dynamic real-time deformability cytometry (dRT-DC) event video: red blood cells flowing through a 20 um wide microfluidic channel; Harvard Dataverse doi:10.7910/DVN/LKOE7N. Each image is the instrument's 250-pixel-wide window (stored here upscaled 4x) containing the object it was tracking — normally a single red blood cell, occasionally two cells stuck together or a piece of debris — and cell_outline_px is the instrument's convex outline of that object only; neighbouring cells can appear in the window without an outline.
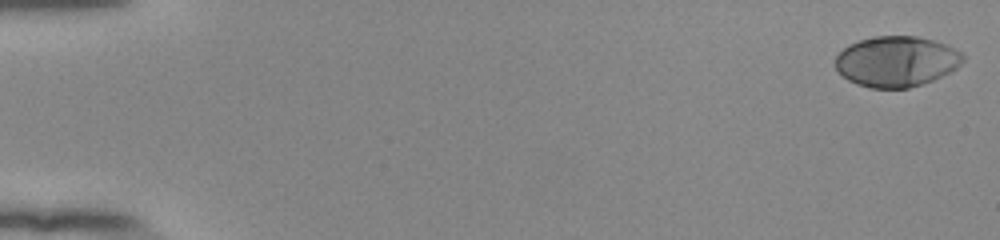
{"species": "human", "species_latin": "Homo sapiens", "temperature_condition": "room temperature", "stored_images_in_passage": 54, "camera_frame_rate_fps": 3000, "um_per_image_px": 0.085, "donor": {"sex": "female"}, "frame": {"image": 1, "passage_image": 1, "time_ms": 0.0, "image_size_px": [1000, 240], "cell_outline_px": [[964, 60], [952, 72], [932, 80], [908, 88], [868, 88], [856, 84], [848, 80], [836, 68], [836, 56], [848, 44], [860, 40], [876, 36], [916, 36], [948, 44], [956, 48], [964, 56]], "centroid_in_image_um": [76.22, 5.22], "position_along_channel_um": 8.8, "area_um2": 37.63}}
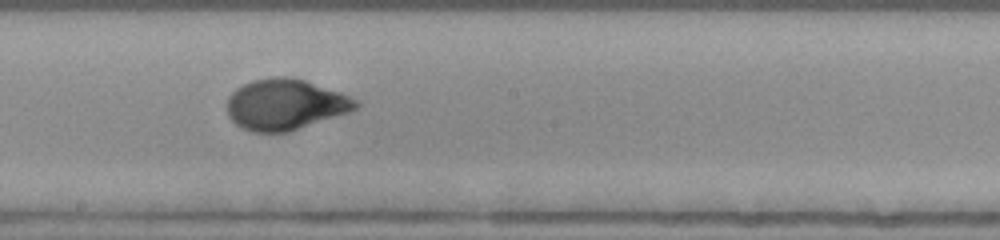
{"frame": {"image": 2, "passage_image": 31, "time_ms": 10.0, "image_size_px": [1000, 240], "cell_outline_px": [[360, 104], [356, 108], [348, 112], [288, 132], [252, 132], [236, 124], [228, 116], [228, 96], [236, 88], [252, 80], [272, 76], [288, 76], [304, 80], [340, 92], [360, 100]], "centroid_in_image_um": [24.24, 8.87], "position_along_channel_um": 224.0, "area_um2": 38.03}}
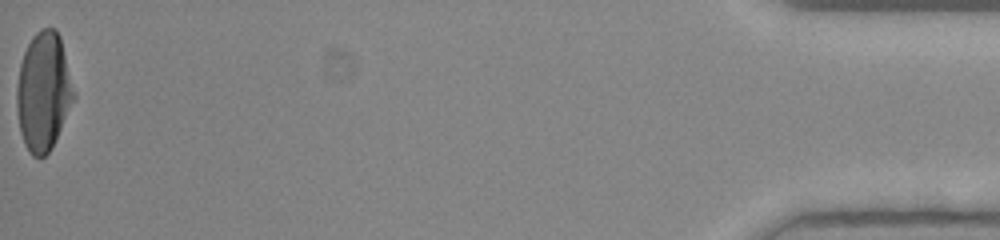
{"frame": {"image": 3, "passage_image": 54, "time_ms": 17.667, "image_size_px": [1000, 240], "cell_outline_px": [[76, 96], [52, 148], [44, 156], [32, 156], [28, 152], [24, 144], [20, 132], [16, 108], [16, 88], [20, 64], [24, 52], [32, 36], [40, 28], [56, 28], [60, 36], [76, 92]], "centroid_in_image_um": [3.7, 7.78], "position_along_channel_um": 431.5, "area_um2": 39.82}, "authors_computed_cell_mechanics": {"area_um2": 37.7145, "velocity_mm_per_s": 3.8948, "shape_relaxation_time_tau1_ms": 4.0529, "shape_relaxation_time_tau2_ms": null, "deformation_change_tau1": 0.2134, "deformation_change_tau2": null}}